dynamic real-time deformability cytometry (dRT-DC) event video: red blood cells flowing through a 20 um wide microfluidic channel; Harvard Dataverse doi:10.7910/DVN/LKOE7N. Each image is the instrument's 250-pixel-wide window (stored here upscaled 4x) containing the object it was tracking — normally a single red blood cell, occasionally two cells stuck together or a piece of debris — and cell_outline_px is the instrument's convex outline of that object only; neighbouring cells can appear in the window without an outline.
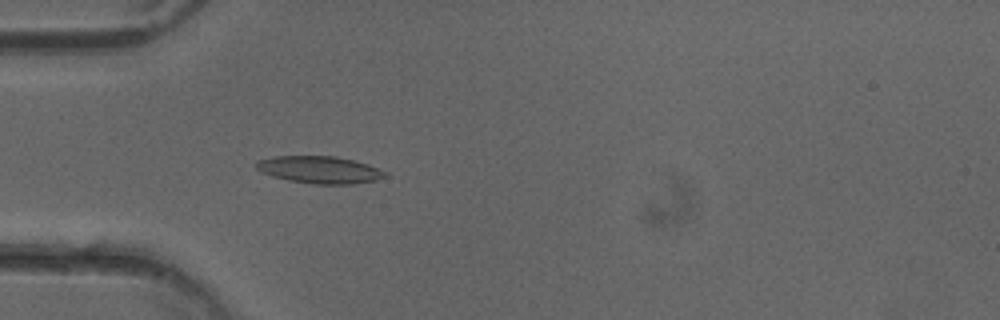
{"species": "common noctule bat (a hibernating species)", "species_latin": "Nyctalus noctula", "temperature_condition": "cold", "stored_images_in_passage": 51, "camera_frame_rate_fps": 3000, "um_per_image_px": 0.085, "animal": {"sex": "female"}, "frame": {"image": 1, "passage_image": 16, "time_ms": 5.0, "image_size_px": [1000, 320], "cell_outline_px": [[388, 176], [376, 180], [352, 184], [312, 184], [288, 180], [272, 176], [260, 172], [256, 168], [256, 160], [272, 156], [336, 156], [368, 164], [388, 172]], "centroid_in_image_um": [27.16, 14.43], "position_along_channel_um": 57.8, "area_um2": 20.63}}
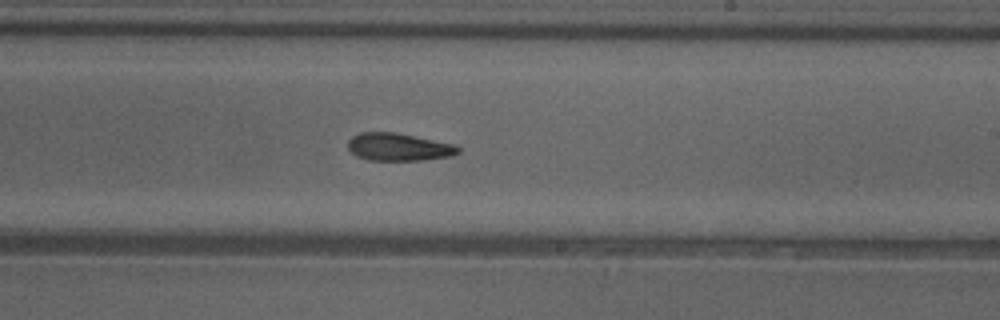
{"frame": {"image": 2, "passage_image": 31, "time_ms": 10.0, "image_size_px": [1000, 320], "cell_outline_px": [[460, 152], [448, 156], [420, 160], [368, 160], [356, 156], [348, 148], [348, 140], [352, 136], [360, 132], [396, 132], [456, 144], [460, 148]], "centroid_in_image_um": [33.87, 12.48], "position_along_channel_um": 255.1, "area_um2": 17.8}}
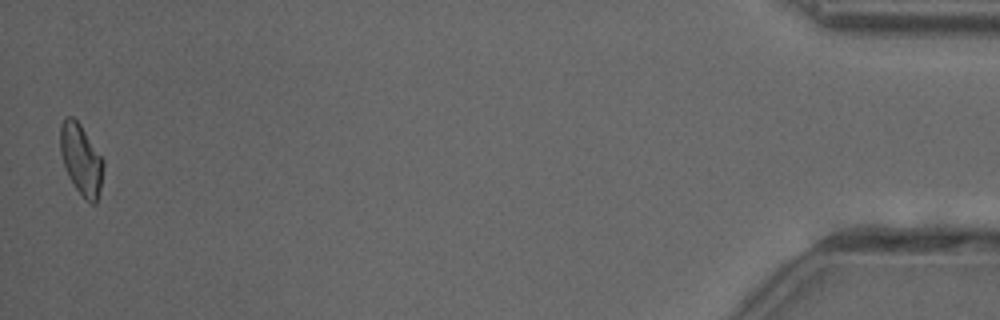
{"frame": {"image": 3, "passage_image": 51, "time_ms": 16.667, "image_size_px": [1000, 320], "cell_outline_px": [[104, 164], [100, 188], [96, 204], [92, 204], [84, 200], [68, 176], [60, 152], [60, 124], [64, 116], [72, 116], [80, 124], [104, 160]], "centroid_in_image_um": [6.89, 13.55], "position_along_channel_um": 428.3, "area_um2": 17.8}, "authors_computed_cell_mechanics": {"area_um2": 18.4382, "velocity_mm_per_s": 4.028, "shape_relaxation_time_tau1_ms": 5.5959, "shape_relaxation_time_tau2_ms": 6.6699, "deformation_change_tau1": 0.1481, "deformation_change_tau2": 0.1721}}